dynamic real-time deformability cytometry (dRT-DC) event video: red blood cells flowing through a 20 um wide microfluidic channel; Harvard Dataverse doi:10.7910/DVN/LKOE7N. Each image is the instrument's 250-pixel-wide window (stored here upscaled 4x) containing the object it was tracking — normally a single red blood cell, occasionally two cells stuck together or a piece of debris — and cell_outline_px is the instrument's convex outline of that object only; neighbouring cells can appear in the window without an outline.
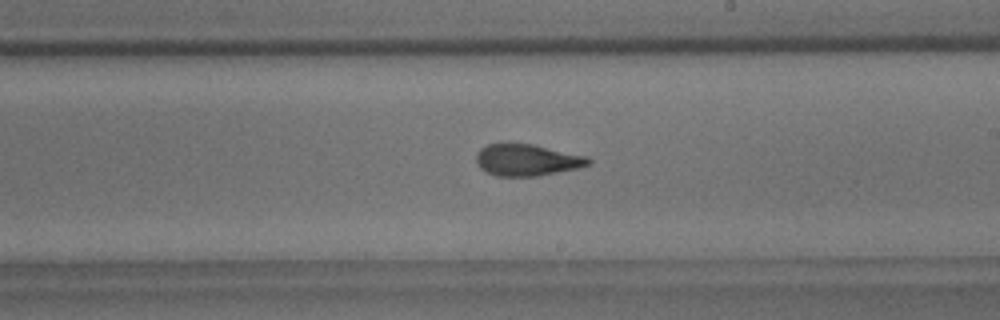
{"species": "common noctule bat (a hibernating species)", "species_latin": "Nyctalus noctula", "temperature_condition": "room temperature", "stored_images_in_passage": 19, "camera_frame_rate_fps": 3000, "um_per_image_px": 0.085, "animal": {"sex": "male", "body_mass_g": 18.8}, "frame": {"image": 1, "passage_image": 16, "time_ms": 5.0, "image_size_px": [1000, 320], "cell_outline_px": [[592, 164], [580, 168], [536, 176], [496, 176], [480, 168], [476, 164], [476, 152], [480, 148], [488, 144], [532, 144], [588, 156], [592, 160]], "centroid_in_image_um": [44.82, 13.6], "position_along_channel_um": 244.2, "area_um2": 20.81}}
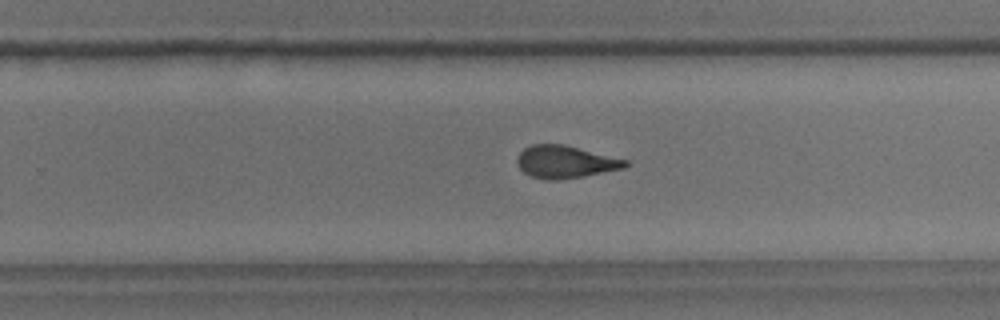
{"frame": {"image": 2, "passage_image": 19, "time_ms": 6.0, "image_size_px": [1000, 320], "cell_outline_px": [[628, 164], [624, 168], [584, 176], [556, 180], [548, 180], [532, 176], [524, 172], [520, 168], [516, 160], [520, 152], [524, 148], [532, 144], [564, 144], [628, 160]], "centroid_in_image_um": [48.05, 13.75], "position_along_channel_um": 281.8, "area_um2": 20.35}}